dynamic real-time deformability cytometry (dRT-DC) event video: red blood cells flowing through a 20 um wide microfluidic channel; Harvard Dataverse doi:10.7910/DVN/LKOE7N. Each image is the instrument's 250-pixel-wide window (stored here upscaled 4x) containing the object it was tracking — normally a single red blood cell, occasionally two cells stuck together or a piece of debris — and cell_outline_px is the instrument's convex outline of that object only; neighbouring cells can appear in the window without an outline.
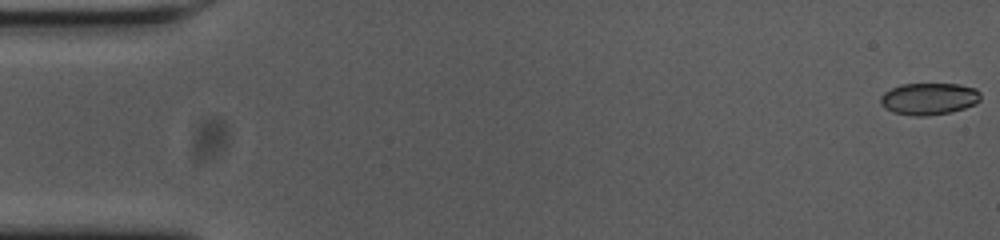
{"species": "common noctule bat (a hibernating species)", "species_latin": "Nyctalus noctula", "temperature_condition": "cold", "stored_images_in_passage": 9, "camera_frame_rate_fps": 3000, "um_per_image_px": 0.085, "animal": {"sex": "female", "body_mass_g": 23.0, "forearm_length_mm": 53.4}, "frame": {"image": 1, "passage_image": 1, "time_ms": 0.0, "image_size_px": [1000, 240], "cell_outline_px": [[980, 100], [976, 104], [952, 112], [924, 116], [912, 116], [892, 112], [884, 108], [880, 104], [880, 96], [884, 92], [900, 84], [960, 84], [976, 88], [980, 92]], "centroid_in_image_um": [78.95, 8.4], "position_along_channel_um": 6.0, "area_um2": 18.84}}